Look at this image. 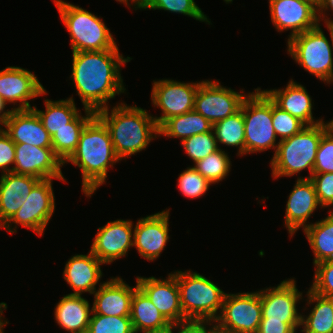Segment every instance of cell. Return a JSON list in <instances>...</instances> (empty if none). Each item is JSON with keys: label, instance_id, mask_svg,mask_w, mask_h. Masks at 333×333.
Listing matches in <instances>:
<instances>
[{"label": "cell", "instance_id": "1", "mask_svg": "<svg viewBox=\"0 0 333 333\" xmlns=\"http://www.w3.org/2000/svg\"><path fill=\"white\" fill-rule=\"evenodd\" d=\"M72 73L76 93L84 106L93 112L107 108L116 94L125 93L121 76L122 65L131 61L119 49L72 52Z\"/></svg>", "mask_w": 333, "mask_h": 333}, {"label": "cell", "instance_id": "2", "mask_svg": "<svg viewBox=\"0 0 333 333\" xmlns=\"http://www.w3.org/2000/svg\"><path fill=\"white\" fill-rule=\"evenodd\" d=\"M119 161L107 127L95 115L82 130L76 150L64 165L71 162L80 168L82 192L89 198L106 182L108 169Z\"/></svg>", "mask_w": 333, "mask_h": 333}, {"label": "cell", "instance_id": "3", "mask_svg": "<svg viewBox=\"0 0 333 333\" xmlns=\"http://www.w3.org/2000/svg\"><path fill=\"white\" fill-rule=\"evenodd\" d=\"M109 107L96 112V116L107 127L114 152L120 160L145 150L153 139L160 137L159 127L146 109L127 106L125 102Z\"/></svg>", "mask_w": 333, "mask_h": 333}, {"label": "cell", "instance_id": "4", "mask_svg": "<svg viewBox=\"0 0 333 333\" xmlns=\"http://www.w3.org/2000/svg\"><path fill=\"white\" fill-rule=\"evenodd\" d=\"M332 126V121L309 125L297 134L278 141L277 151L270 161L273 179L300 175L305 169L310 173L305 179H310L321 138Z\"/></svg>", "mask_w": 333, "mask_h": 333}, {"label": "cell", "instance_id": "5", "mask_svg": "<svg viewBox=\"0 0 333 333\" xmlns=\"http://www.w3.org/2000/svg\"><path fill=\"white\" fill-rule=\"evenodd\" d=\"M53 2L69 32L72 52L119 49L113 34L101 17L64 0Z\"/></svg>", "mask_w": 333, "mask_h": 333}, {"label": "cell", "instance_id": "6", "mask_svg": "<svg viewBox=\"0 0 333 333\" xmlns=\"http://www.w3.org/2000/svg\"><path fill=\"white\" fill-rule=\"evenodd\" d=\"M176 279L184 317L188 321L214 322L221 312L226 293L196 271L177 270Z\"/></svg>", "mask_w": 333, "mask_h": 333}, {"label": "cell", "instance_id": "7", "mask_svg": "<svg viewBox=\"0 0 333 333\" xmlns=\"http://www.w3.org/2000/svg\"><path fill=\"white\" fill-rule=\"evenodd\" d=\"M315 28L287 40V54L309 74L331 84L333 82V46L321 29Z\"/></svg>", "mask_w": 333, "mask_h": 333}, {"label": "cell", "instance_id": "8", "mask_svg": "<svg viewBox=\"0 0 333 333\" xmlns=\"http://www.w3.org/2000/svg\"><path fill=\"white\" fill-rule=\"evenodd\" d=\"M243 100L245 155L274 149L278 140L272 121V100L260 87Z\"/></svg>", "mask_w": 333, "mask_h": 333}, {"label": "cell", "instance_id": "9", "mask_svg": "<svg viewBox=\"0 0 333 333\" xmlns=\"http://www.w3.org/2000/svg\"><path fill=\"white\" fill-rule=\"evenodd\" d=\"M261 319L260 291L226 293L214 323L218 333H257Z\"/></svg>", "mask_w": 333, "mask_h": 333}, {"label": "cell", "instance_id": "10", "mask_svg": "<svg viewBox=\"0 0 333 333\" xmlns=\"http://www.w3.org/2000/svg\"><path fill=\"white\" fill-rule=\"evenodd\" d=\"M52 182L53 179L40 180L23 205L2 228L13 234L17 233V225H21L31 229L38 236L44 235L56 208Z\"/></svg>", "mask_w": 333, "mask_h": 333}, {"label": "cell", "instance_id": "11", "mask_svg": "<svg viewBox=\"0 0 333 333\" xmlns=\"http://www.w3.org/2000/svg\"><path fill=\"white\" fill-rule=\"evenodd\" d=\"M244 93V89L237 92L216 80H202L195 94L194 110L214 125L240 110L248 96Z\"/></svg>", "mask_w": 333, "mask_h": 333}, {"label": "cell", "instance_id": "12", "mask_svg": "<svg viewBox=\"0 0 333 333\" xmlns=\"http://www.w3.org/2000/svg\"><path fill=\"white\" fill-rule=\"evenodd\" d=\"M199 82L185 83L172 79L153 80L151 101L159 107L161 116H153L158 127L173 116L194 110V98Z\"/></svg>", "mask_w": 333, "mask_h": 333}, {"label": "cell", "instance_id": "13", "mask_svg": "<svg viewBox=\"0 0 333 333\" xmlns=\"http://www.w3.org/2000/svg\"><path fill=\"white\" fill-rule=\"evenodd\" d=\"M302 295L296 286L295 278L285 279L277 287L260 290L261 321L301 323L302 314L298 312L297 304L302 300Z\"/></svg>", "mask_w": 333, "mask_h": 333}, {"label": "cell", "instance_id": "14", "mask_svg": "<svg viewBox=\"0 0 333 333\" xmlns=\"http://www.w3.org/2000/svg\"><path fill=\"white\" fill-rule=\"evenodd\" d=\"M134 223L131 220L117 219L99 227L91 244L90 251L103 265L111 264L128 255L133 247Z\"/></svg>", "mask_w": 333, "mask_h": 333}, {"label": "cell", "instance_id": "15", "mask_svg": "<svg viewBox=\"0 0 333 333\" xmlns=\"http://www.w3.org/2000/svg\"><path fill=\"white\" fill-rule=\"evenodd\" d=\"M269 9L271 22L278 32L291 30L288 40L319 24L318 9L305 0H273Z\"/></svg>", "mask_w": 333, "mask_h": 333}, {"label": "cell", "instance_id": "16", "mask_svg": "<svg viewBox=\"0 0 333 333\" xmlns=\"http://www.w3.org/2000/svg\"><path fill=\"white\" fill-rule=\"evenodd\" d=\"M64 163L53 148H41L30 144H15L13 173L31 175L40 180L56 179L65 181L62 173Z\"/></svg>", "mask_w": 333, "mask_h": 333}, {"label": "cell", "instance_id": "17", "mask_svg": "<svg viewBox=\"0 0 333 333\" xmlns=\"http://www.w3.org/2000/svg\"><path fill=\"white\" fill-rule=\"evenodd\" d=\"M48 94L37 76L27 69L8 66L0 70V97L8 104H17L13 110H29L31 99Z\"/></svg>", "mask_w": 333, "mask_h": 333}, {"label": "cell", "instance_id": "18", "mask_svg": "<svg viewBox=\"0 0 333 333\" xmlns=\"http://www.w3.org/2000/svg\"><path fill=\"white\" fill-rule=\"evenodd\" d=\"M167 276L166 279L137 276L136 281L138 287L172 325L187 322L180 304L176 271Z\"/></svg>", "mask_w": 333, "mask_h": 333}, {"label": "cell", "instance_id": "19", "mask_svg": "<svg viewBox=\"0 0 333 333\" xmlns=\"http://www.w3.org/2000/svg\"><path fill=\"white\" fill-rule=\"evenodd\" d=\"M170 209L147 215L137 220L134 226L133 246L140 257L148 261L156 260L169 240Z\"/></svg>", "mask_w": 333, "mask_h": 333}, {"label": "cell", "instance_id": "20", "mask_svg": "<svg viewBox=\"0 0 333 333\" xmlns=\"http://www.w3.org/2000/svg\"><path fill=\"white\" fill-rule=\"evenodd\" d=\"M287 197L284 227L292 237L300 228L304 230L312 224L307 220L318 207L322 209V206L319 204L313 182L301 176L297 178L293 190Z\"/></svg>", "mask_w": 333, "mask_h": 333}, {"label": "cell", "instance_id": "21", "mask_svg": "<svg viewBox=\"0 0 333 333\" xmlns=\"http://www.w3.org/2000/svg\"><path fill=\"white\" fill-rule=\"evenodd\" d=\"M136 286H129L121 277H112L101 282L99 288L92 294L94 301L92 311L104 316L130 317L131 299Z\"/></svg>", "mask_w": 333, "mask_h": 333}, {"label": "cell", "instance_id": "22", "mask_svg": "<svg viewBox=\"0 0 333 333\" xmlns=\"http://www.w3.org/2000/svg\"><path fill=\"white\" fill-rule=\"evenodd\" d=\"M3 127L15 144L52 148V136L33 109L14 110Z\"/></svg>", "mask_w": 333, "mask_h": 333}, {"label": "cell", "instance_id": "23", "mask_svg": "<svg viewBox=\"0 0 333 333\" xmlns=\"http://www.w3.org/2000/svg\"><path fill=\"white\" fill-rule=\"evenodd\" d=\"M102 264L91 251L87 255L75 254L68 259L63 277L73 289L70 295H82L85 292L93 294L103 276Z\"/></svg>", "mask_w": 333, "mask_h": 333}, {"label": "cell", "instance_id": "24", "mask_svg": "<svg viewBox=\"0 0 333 333\" xmlns=\"http://www.w3.org/2000/svg\"><path fill=\"white\" fill-rule=\"evenodd\" d=\"M268 97L282 110L287 111L306 126L319 124L324 119L313 117L312 97L304 85L290 79L284 89L263 90Z\"/></svg>", "mask_w": 333, "mask_h": 333}, {"label": "cell", "instance_id": "25", "mask_svg": "<svg viewBox=\"0 0 333 333\" xmlns=\"http://www.w3.org/2000/svg\"><path fill=\"white\" fill-rule=\"evenodd\" d=\"M39 181L37 177L13 172L0 175V228L19 210Z\"/></svg>", "mask_w": 333, "mask_h": 333}, {"label": "cell", "instance_id": "26", "mask_svg": "<svg viewBox=\"0 0 333 333\" xmlns=\"http://www.w3.org/2000/svg\"><path fill=\"white\" fill-rule=\"evenodd\" d=\"M54 310L59 327L69 333H87L93 311L89 301L82 295H64Z\"/></svg>", "mask_w": 333, "mask_h": 333}, {"label": "cell", "instance_id": "27", "mask_svg": "<svg viewBox=\"0 0 333 333\" xmlns=\"http://www.w3.org/2000/svg\"><path fill=\"white\" fill-rule=\"evenodd\" d=\"M130 319L135 333H168L172 327L139 287L131 299Z\"/></svg>", "mask_w": 333, "mask_h": 333}, {"label": "cell", "instance_id": "28", "mask_svg": "<svg viewBox=\"0 0 333 333\" xmlns=\"http://www.w3.org/2000/svg\"><path fill=\"white\" fill-rule=\"evenodd\" d=\"M306 295L308 304L305 305H315L308 315H302L300 332L333 333V298L318 295L310 288Z\"/></svg>", "mask_w": 333, "mask_h": 333}, {"label": "cell", "instance_id": "29", "mask_svg": "<svg viewBox=\"0 0 333 333\" xmlns=\"http://www.w3.org/2000/svg\"><path fill=\"white\" fill-rule=\"evenodd\" d=\"M45 111L38 110L36 106L32 109L41 119L45 130L53 136L58 130L67 127L80 112L77 109L73 96L60 100L45 99Z\"/></svg>", "mask_w": 333, "mask_h": 333}, {"label": "cell", "instance_id": "30", "mask_svg": "<svg viewBox=\"0 0 333 333\" xmlns=\"http://www.w3.org/2000/svg\"><path fill=\"white\" fill-rule=\"evenodd\" d=\"M213 125L195 110L177 115L166 120L159 127V135L169 138H179L181 141L205 132H210Z\"/></svg>", "mask_w": 333, "mask_h": 333}, {"label": "cell", "instance_id": "31", "mask_svg": "<svg viewBox=\"0 0 333 333\" xmlns=\"http://www.w3.org/2000/svg\"><path fill=\"white\" fill-rule=\"evenodd\" d=\"M328 212L327 217L303 230L314 254L313 265L333 259V210Z\"/></svg>", "mask_w": 333, "mask_h": 333}, {"label": "cell", "instance_id": "32", "mask_svg": "<svg viewBox=\"0 0 333 333\" xmlns=\"http://www.w3.org/2000/svg\"><path fill=\"white\" fill-rule=\"evenodd\" d=\"M85 116L81 112L69 123L52 136V148L54 153L64 163L76 150L79 137L86 124L96 115L95 112L84 109Z\"/></svg>", "mask_w": 333, "mask_h": 333}, {"label": "cell", "instance_id": "33", "mask_svg": "<svg viewBox=\"0 0 333 333\" xmlns=\"http://www.w3.org/2000/svg\"><path fill=\"white\" fill-rule=\"evenodd\" d=\"M213 131L219 144L238 148V155H245V126L243 118V102L241 108L234 115L229 116L213 125ZM219 143V144H218Z\"/></svg>", "mask_w": 333, "mask_h": 333}, {"label": "cell", "instance_id": "34", "mask_svg": "<svg viewBox=\"0 0 333 333\" xmlns=\"http://www.w3.org/2000/svg\"><path fill=\"white\" fill-rule=\"evenodd\" d=\"M231 164L228 153L220 148L204 159L197 161L192 167L211 184H218L229 175Z\"/></svg>", "mask_w": 333, "mask_h": 333}, {"label": "cell", "instance_id": "35", "mask_svg": "<svg viewBox=\"0 0 333 333\" xmlns=\"http://www.w3.org/2000/svg\"><path fill=\"white\" fill-rule=\"evenodd\" d=\"M139 10H164L205 22L210 25L211 21L202 12L201 8L196 4L195 0H140Z\"/></svg>", "mask_w": 333, "mask_h": 333}, {"label": "cell", "instance_id": "36", "mask_svg": "<svg viewBox=\"0 0 333 333\" xmlns=\"http://www.w3.org/2000/svg\"><path fill=\"white\" fill-rule=\"evenodd\" d=\"M181 146L194 164L219 149L213 129L182 140Z\"/></svg>", "mask_w": 333, "mask_h": 333}, {"label": "cell", "instance_id": "37", "mask_svg": "<svg viewBox=\"0 0 333 333\" xmlns=\"http://www.w3.org/2000/svg\"><path fill=\"white\" fill-rule=\"evenodd\" d=\"M87 333H135L130 317L104 316L92 312Z\"/></svg>", "mask_w": 333, "mask_h": 333}, {"label": "cell", "instance_id": "38", "mask_svg": "<svg viewBox=\"0 0 333 333\" xmlns=\"http://www.w3.org/2000/svg\"><path fill=\"white\" fill-rule=\"evenodd\" d=\"M177 180L179 191L182 195L191 199L203 196L211 185V183L192 166L183 170Z\"/></svg>", "mask_w": 333, "mask_h": 333}, {"label": "cell", "instance_id": "39", "mask_svg": "<svg viewBox=\"0 0 333 333\" xmlns=\"http://www.w3.org/2000/svg\"><path fill=\"white\" fill-rule=\"evenodd\" d=\"M272 121L275 134L279 141L289 138L300 132L306 125L287 111L282 110L272 101Z\"/></svg>", "mask_w": 333, "mask_h": 333}, {"label": "cell", "instance_id": "40", "mask_svg": "<svg viewBox=\"0 0 333 333\" xmlns=\"http://www.w3.org/2000/svg\"><path fill=\"white\" fill-rule=\"evenodd\" d=\"M314 266V281L309 288L318 295L333 298V259Z\"/></svg>", "mask_w": 333, "mask_h": 333}, {"label": "cell", "instance_id": "41", "mask_svg": "<svg viewBox=\"0 0 333 333\" xmlns=\"http://www.w3.org/2000/svg\"><path fill=\"white\" fill-rule=\"evenodd\" d=\"M333 173V126L322 136L318 146L313 174Z\"/></svg>", "mask_w": 333, "mask_h": 333}, {"label": "cell", "instance_id": "42", "mask_svg": "<svg viewBox=\"0 0 333 333\" xmlns=\"http://www.w3.org/2000/svg\"><path fill=\"white\" fill-rule=\"evenodd\" d=\"M313 182L319 204L322 208L333 206V173L312 174ZM331 209H333L331 207Z\"/></svg>", "mask_w": 333, "mask_h": 333}, {"label": "cell", "instance_id": "43", "mask_svg": "<svg viewBox=\"0 0 333 333\" xmlns=\"http://www.w3.org/2000/svg\"><path fill=\"white\" fill-rule=\"evenodd\" d=\"M15 161V143L10 136L0 128V169L1 174L13 171Z\"/></svg>", "mask_w": 333, "mask_h": 333}, {"label": "cell", "instance_id": "44", "mask_svg": "<svg viewBox=\"0 0 333 333\" xmlns=\"http://www.w3.org/2000/svg\"><path fill=\"white\" fill-rule=\"evenodd\" d=\"M213 323L211 321H187L173 324L168 333H175V331L176 333H218L215 323Z\"/></svg>", "mask_w": 333, "mask_h": 333}, {"label": "cell", "instance_id": "45", "mask_svg": "<svg viewBox=\"0 0 333 333\" xmlns=\"http://www.w3.org/2000/svg\"><path fill=\"white\" fill-rule=\"evenodd\" d=\"M301 323H284L281 321H261L257 333H297Z\"/></svg>", "mask_w": 333, "mask_h": 333}, {"label": "cell", "instance_id": "46", "mask_svg": "<svg viewBox=\"0 0 333 333\" xmlns=\"http://www.w3.org/2000/svg\"><path fill=\"white\" fill-rule=\"evenodd\" d=\"M333 11V0H321L320 6L318 8V22L324 20L326 26H333V19L326 16V11Z\"/></svg>", "mask_w": 333, "mask_h": 333}, {"label": "cell", "instance_id": "47", "mask_svg": "<svg viewBox=\"0 0 333 333\" xmlns=\"http://www.w3.org/2000/svg\"><path fill=\"white\" fill-rule=\"evenodd\" d=\"M6 105L7 103L5 102V100L0 97V128L5 125L6 121L9 119L12 112L14 111L13 109L5 110V107H7Z\"/></svg>", "mask_w": 333, "mask_h": 333}, {"label": "cell", "instance_id": "48", "mask_svg": "<svg viewBox=\"0 0 333 333\" xmlns=\"http://www.w3.org/2000/svg\"><path fill=\"white\" fill-rule=\"evenodd\" d=\"M7 309V304L5 302L0 303V333H2L4 330V326L8 324L9 322L7 319L5 320L2 315H3V310ZM3 318V319H2Z\"/></svg>", "mask_w": 333, "mask_h": 333}, {"label": "cell", "instance_id": "49", "mask_svg": "<svg viewBox=\"0 0 333 333\" xmlns=\"http://www.w3.org/2000/svg\"><path fill=\"white\" fill-rule=\"evenodd\" d=\"M122 4H125L126 6H129L128 8H130V6H134V10L136 11L140 5V0H116ZM131 2V3H129Z\"/></svg>", "mask_w": 333, "mask_h": 333}, {"label": "cell", "instance_id": "50", "mask_svg": "<svg viewBox=\"0 0 333 333\" xmlns=\"http://www.w3.org/2000/svg\"><path fill=\"white\" fill-rule=\"evenodd\" d=\"M305 1L312 3L317 9L319 8L321 3V0H305Z\"/></svg>", "mask_w": 333, "mask_h": 333}, {"label": "cell", "instance_id": "51", "mask_svg": "<svg viewBox=\"0 0 333 333\" xmlns=\"http://www.w3.org/2000/svg\"><path fill=\"white\" fill-rule=\"evenodd\" d=\"M326 28L328 29L329 33H330V37H331V42H332V46H333V26H326Z\"/></svg>", "mask_w": 333, "mask_h": 333}]
</instances>
